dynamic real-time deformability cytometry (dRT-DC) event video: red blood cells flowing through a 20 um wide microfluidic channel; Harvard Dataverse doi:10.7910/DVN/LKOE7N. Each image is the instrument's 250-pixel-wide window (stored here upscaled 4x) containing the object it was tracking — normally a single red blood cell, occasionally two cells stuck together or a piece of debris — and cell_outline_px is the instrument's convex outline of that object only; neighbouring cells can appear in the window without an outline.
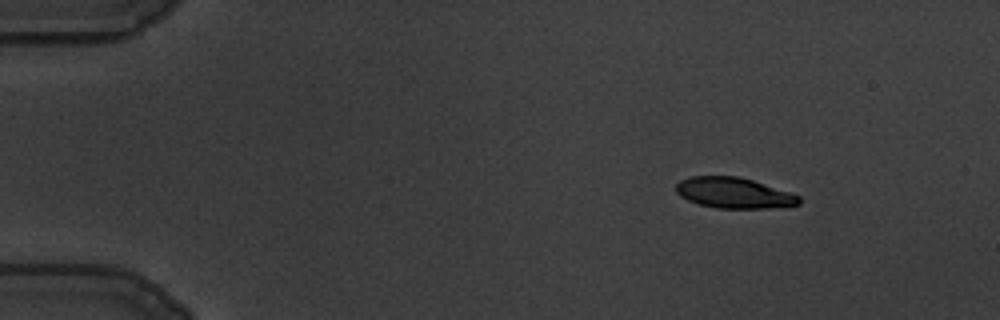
{"species": "common noctule bat (a hibernating species)", "species_latin": "Nyctalus noctula", "temperature_condition": "warm", "stored_images_in_passage": 52, "camera_frame_rate_fps": 3000, "um_per_image_px": 0.085, "animal": {"sex": "male", "body_mass_g": 19.5, "forearm_length_mm": 54.6}, "frame": {"image": 1, "passage_image": 1, "time_ms": 0.0, "image_size_px": [1000, 320], "cell_outline_px": [[800, 204], [764, 208], [716, 208], [700, 204], [688, 200], [680, 196], [676, 192], [676, 184], [680, 180], [692, 176], [740, 176], [800, 196]], "centroid_in_image_um": [62.33, 16.39], "position_along_channel_um": 22.7, "area_um2": 21.73}}
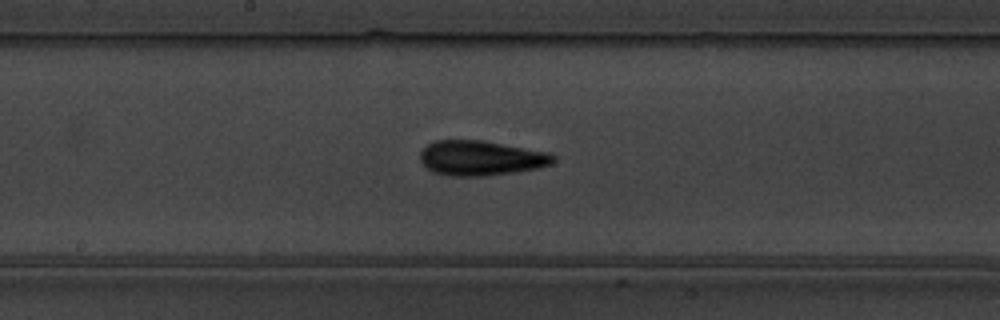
{"frame": {"image": 2, "passage_image": 25, "time_ms": 8.0, "image_size_px": [1000, 320], "cell_outline_px": [[556, 160], [552, 164], [536, 168], [512, 172], [484, 176], [448, 176], [432, 172], [420, 160], [420, 152], [428, 144], [436, 140], [480, 140], [552, 152], [556, 156]], "centroid_in_image_um": [40.9, 13.43], "position_along_channel_um": 207.3, "area_um2": 27.17}}
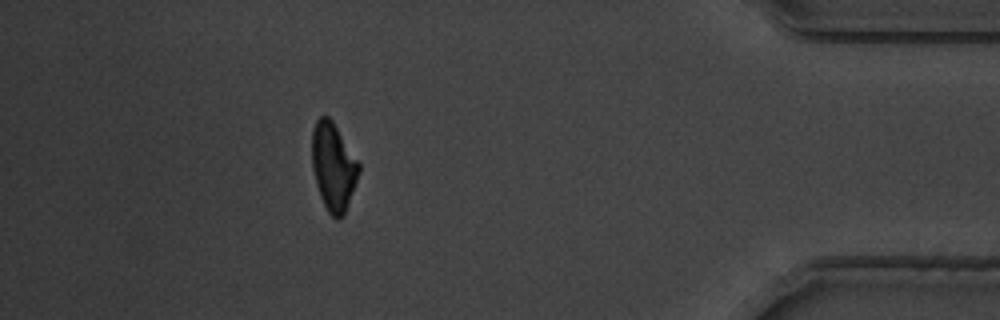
{"frame": {"image": 3, "passage_image": 46, "time_ms": 15.0, "image_size_px": [1000, 320], "cell_outline_px": [[360, 172], [344, 216], [336, 220], [328, 212], [320, 196], [316, 184], [312, 168], [312, 128], [316, 120], [320, 116], [328, 116], [332, 120], [360, 164]], "centroid_in_image_um": [28.33, 14.18], "position_along_channel_um": 406.9, "area_um2": 24.04}, "authors_computed_cell_mechanics": {"area_um2": 24.854, "velocity_mm_per_s": 3.4662, "shape_relaxation_time_tau1_ms": 4.3394, "shape_relaxation_time_tau2_ms": 3.1273, "deformation_change_tau1": 0.1764, "deformation_change_tau2": 0.1145}}